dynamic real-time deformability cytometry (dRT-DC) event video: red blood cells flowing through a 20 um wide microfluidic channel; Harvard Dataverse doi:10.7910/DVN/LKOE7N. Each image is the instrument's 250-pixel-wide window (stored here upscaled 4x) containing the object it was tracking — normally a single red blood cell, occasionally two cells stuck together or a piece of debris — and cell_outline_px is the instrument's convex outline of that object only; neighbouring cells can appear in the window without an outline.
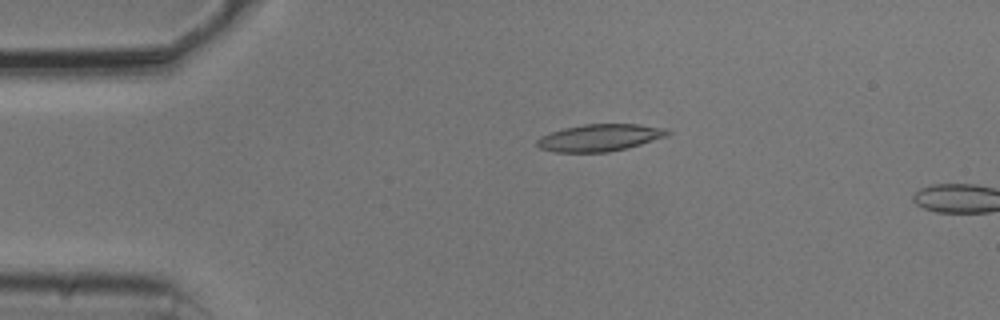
{"species": "common noctule bat (a hibernating species)", "species_latin": "Nyctalus noctula", "temperature_condition": "cold", "stored_images_in_passage": 13, "camera_frame_rate_fps": 3000, "um_per_image_px": 0.085, "animal": {"sex": "male", "body_mass_g": 20.5, "forearm_length_mm": 52.5}, "frame": {"image": 1, "passage_image": 11, "time_ms": 3.333, "image_size_px": [1000, 320], "cell_outline_px": [[672, 132], [668, 136], [628, 148], [608, 152], [556, 152], [540, 148], [536, 144], [536, 140], [540, 136], [564, 128], [584, 124], [640, 124], [668, 128]], "centroid_in_image_um": [51.03, 11.7], "position_along_channel_um": 34.0, "area_um2": 20.75}}